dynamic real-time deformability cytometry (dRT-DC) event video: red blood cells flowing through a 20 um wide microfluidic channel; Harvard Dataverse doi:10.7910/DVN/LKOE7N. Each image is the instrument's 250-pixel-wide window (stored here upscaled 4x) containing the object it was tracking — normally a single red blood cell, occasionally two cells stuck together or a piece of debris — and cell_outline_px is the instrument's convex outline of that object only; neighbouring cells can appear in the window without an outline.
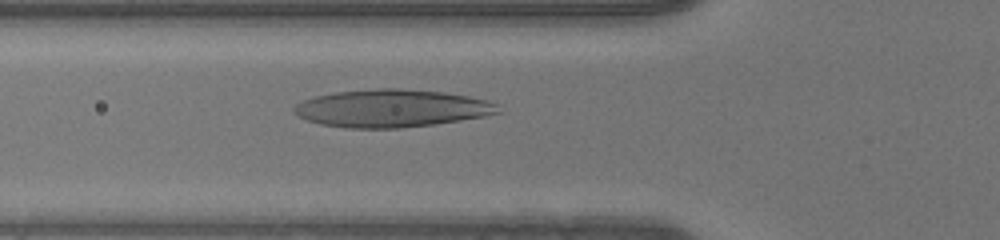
{"species": "human", "species_latin": "Homo sapiens", "temperature_condition": "warm", "stored_images_in_passage": 48, "camera_frame_rate_fps": 3000, "um_per_image_px": 0.085, "donor": {"sex": "male"}, "frame": {"image": 1, "passage_image": 16, "time_ms": 5.0, "image_size_px": [1000, 240], "cell_outline_px": [[500, 112], [484, 116], [436, 124], [400, 128], [344, 128], [320, 124], [308, 120], [292, 112], [292, 108], [296, 104], [304, 100], [316, 96], [336, 92], [376, 88], [400, 88], [444, 92], [468, 96], [484, 100], [496, 104]], "centroid_in_image_um": [33.25, 9.21], "position_along_channel_um": 92.5, "area_um2": 44.68}}
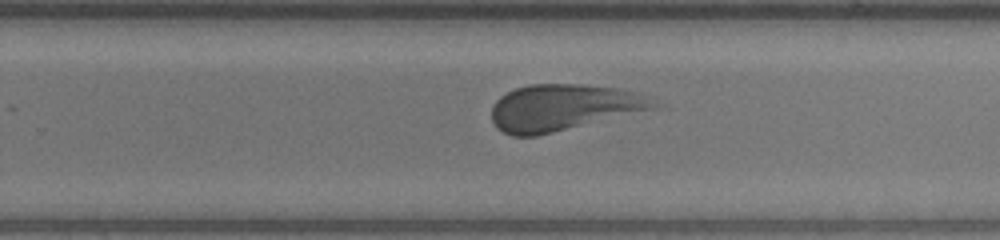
{"frame": {"image": 2, "passage_image": 30, "time_ms": 9.667, "image_size_px": [1000, 240], "cell_outline_px": [[652, 108], [536, 136], [512, 136], [496, 128], [492, 120], [492, 108], [496, 100], [500, 96], [516, 88], [528, 84], [580, 84], [620, 88], [636, 92], [652, 104]], "centroid_in_image_um": [47.71, 9.13], "position_along_channel_um": 282.1, "area_um2": 42.6}}
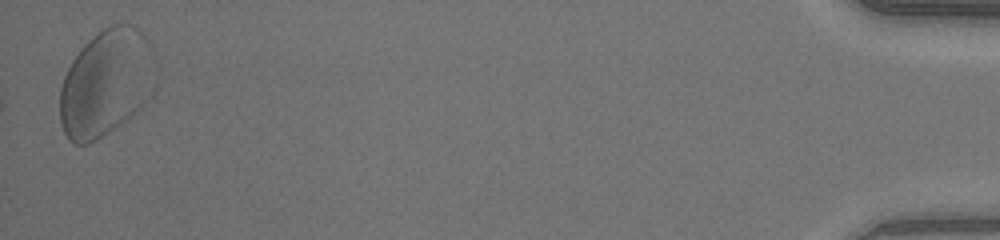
{"frame": {"image": 3, "passage_image": 48, "time_ms": 15.667, "image_size_px": [1000, 240], "cell_outline_px": [[160, 64], [156, 88], [152, 96], [140, 112], [96, 140], [88, 144], [72, 144], [68, 140], [60, 124], [60, 88], [64, 76], [72, 60], [84, 44], [92, 36], [104, 28], [112, 24], [132, 24], [140, 28], [144, 32]], "centroid_in_image_um": [9.13, 7.04], "position_along_channel_um": 426.1, "area_um2": 61.73}}